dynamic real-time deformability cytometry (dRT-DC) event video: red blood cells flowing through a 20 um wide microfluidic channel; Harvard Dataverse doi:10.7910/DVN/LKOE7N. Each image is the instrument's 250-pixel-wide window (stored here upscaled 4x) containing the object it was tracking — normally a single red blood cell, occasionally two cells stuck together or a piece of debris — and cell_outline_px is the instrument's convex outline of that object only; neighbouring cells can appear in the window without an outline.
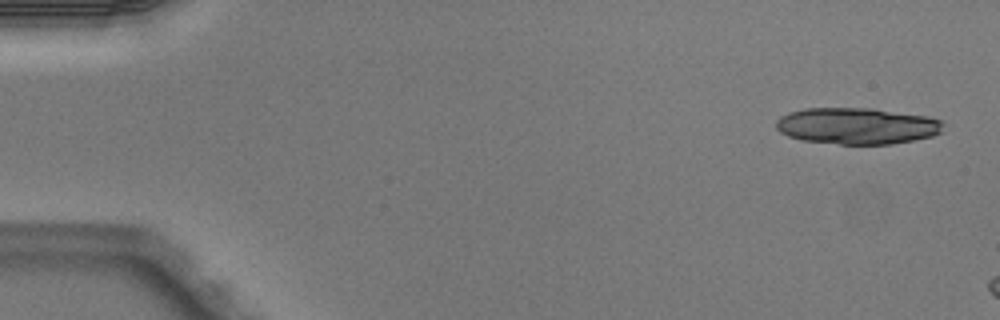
{"species": "Egyptian fruit bat (a non-hibernating species)", "species_latin": "Rousettus aegyptiacus", "temperature_condition": "warm", "stored_images_in_passage": 4, "camera_frame_rate_fps": 3000, "um_per_image_px": 0.085, "animal": {"sex": "male"}, "frame": {"image": 1, "passage_image": 4, "time_ms": 1.0, "image_size_px": [1000, 320], "cell_outline_px": [[944, 132], [932, 136], [892, 144], [840, 144], [804, 140], [788, 136], [780, 132], [776, 128], [776, 120], [780, 116], [788, 112], [804, 108], [872, 108], [928, 116], [940, 120], [944, 124]], "centroid_in_image_um": [72.86, 10.69], "position_along_channel_um": 12.1, "area_um2": 35.72}}